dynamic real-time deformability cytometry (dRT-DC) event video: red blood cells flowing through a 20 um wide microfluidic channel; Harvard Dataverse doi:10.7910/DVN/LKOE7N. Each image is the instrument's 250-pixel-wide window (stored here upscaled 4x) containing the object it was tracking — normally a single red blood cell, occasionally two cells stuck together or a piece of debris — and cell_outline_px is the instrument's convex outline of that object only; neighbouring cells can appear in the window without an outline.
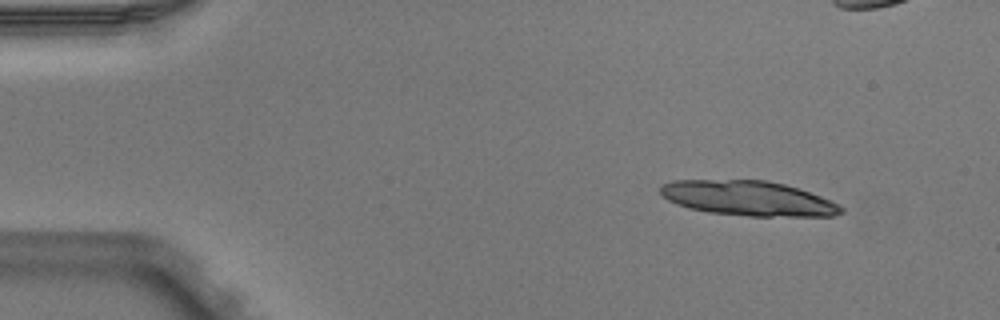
{"species": "Egyptian fruit bat (a non-hibernating species)", "species_latin": "Rousettus aegyptiacus", "temperature_condition": "warm", "stored_images_in_passage": 5, "camera_frame_rate_fps": 3000, "um_per_image_px": 0.085, "animal": {"sex": "male"}, "frame": {"image": 1, "passage_image": 1, "time_ms": 0.0, "image_size_px": [1000, 320], "cell_outline_px": [[844, 212], [836, 216], [748, 216], [708, 212], [688, 208], [676, 204], [668, 200], [660, 192], [660, 188], [664, 184], [672, 180], [768, 180], [784, 184], [832, 200], [840, 204], [844, 208]], "centroid_in_image_um": [63.63, 16.86], "position_along_channel_um": 21.4, "area_um2": 36.76}}
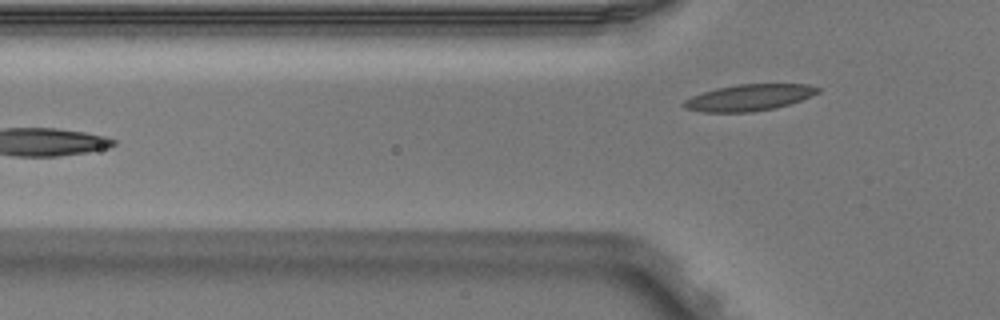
{"frame": {"image": 2, "passage_image": 5, "time_ms": 1.333, "image_size_px": [1000, 320], "cell_outline_px": [[820, 92], [800, 100], [788, 104], [772, 108], [752, 112], [704, 112], [684, 108], [680, 104], [684, 100], [692, 96], [716, 88], [736, 84], [808, 84], [820, 88]], "centroid_in_image_um": [63.64, 8.29], "position_along_channel_um": 62.2, "area_um2": 20.52}}